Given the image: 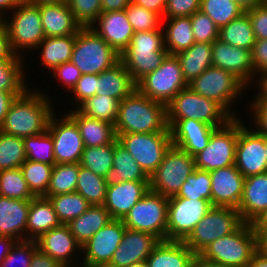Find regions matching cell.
<instances>
[{
  "instance_id": "6da1fadb",
  "label": "cell",
  "mask_w": 267,
  "mask_h": 267,
  "mask_svg": "<svg viewBox=\"0 0 267 267\" xmlns=\"http://www.w3.org/2000/svg\"><path fill=\"white\" fill-rule=\"evenodd\" d=\"M116 136L127 133L170 132L167 106L153 101L135 89L119 102Z\"/></svg>"
},
{
  "instance_id": "7a4b0ae2",
  "label": "cell",
  "mask_w": 267,
  "mask_h": 267,
  "mask_svg": "<svg viewBox=\"0 0 267 267\" xmlns=\"http://www.w3.org/2000/svg\"><path fill=\"white\" fill-rule=\"evenodd\" d=\"M43 92H30L27 89L12 102L0 127L3 133L25 138L41 134L48 130L51 116L54 114L52 102Z\"/></svg>"
},
{
  "instance_id": "3957f363",
  "label": "cell",
  "mask_w": 267,
  "mask_h": 267,
  "mask_svg": "<svg viewBox=\"0 0 267 267\" xmlns=\"http://www.w3.org/2000/svg\"><path fill=\"white\" fill-rule=\"evenodd\" d=\"M256 250L253 224L243 223L235 232L209 244L197 256L198 267H247Z\"/></svg>"
},
{
  "instance_id": "277c9868",
  "label": "cell",
  "mask_w": 267,
  "mask_h": 267,
  "mask_svg": "<svg viewBox=\"0 0 267 267\" xmlns=\"http://www.w3.org/2000/svg\"><path fill=\"white\" fill-rule=\"evenodd\" d=\"M163 33L162 28L135 32L128 47L121 53L120 61L135 83L155 71L168 55Z\"/></svg>"
},
{
  "instance_id": "5b68a950",
  "label": "cell",
  "mask_w": 267,
  "mask_h": 267,
  "mask_svg": "<svg viewBox=\"0 0 267 267\" xmlns=\"http://www.w3.org/2000/svg\"><path fill=\"white\" fill-rule=\"evenodd\" d=\"M81 74H100L120 61V55L91 27H82L76 34L70 60Z\"/></svg>"
},
{
  "instance_id": "8992f818",
  "label": "cell",
  "mask_w": 267,
  "mask_h": 267,
  "mask_svg": "<svg viewBox=\"0 0 267 267\" xmlns=\"http://www.w3.org/2000/svg\"><path fill=\"white\" fill-rule=\"evenodd\" d=\"M183 119H193L220 128L233 117L217 102L186 87L167 105V120Z\"/></svg>"
},
{
  "instance_id": "52a82bcc",
  "label": "cell",
  "mask_w": 267,
  "mask_h": 267,
  "mask_svg": "<svg viewBox=\"0 0 267 267\" xmlns=\"http://www.w3.org/2000/svg\"><path fill=\"white\" fill-rule=\"evenodd\" d=\"M243 223L237 209L212 206L183 242L198 256L209 244L235 232Z\"/></svg>"
},
{
  "instance_id": "ba28073f",
  "label": "cell",
  "mask_w": 267,
  "mask_h": 267,
  "mask_svg": "<svg viewBox=\"0 0 267 267\" xmlns=\"http://www.w3.org/2000/svg\"><path fill=\"white\" fill-rule=\"evenodd\" d=\"M188 84L176 55L168 54L162 64L136 83V89L153 101L168 105Z\"/></svg>"
},
{
  "instance_id": "9c48e42d",
  "label": "cell",
  "mask_w": 267,
  "mask_h": 267,
  "mask_svg": "<svg viewBox=\"0 0 267 267\" xmlns=\"http://www.w3.org/2000/svg\"><path fill=\"white\" fill-rule=\"evenodd\" d=\"M194 169V157L172 144L149 177L150 190L168 198L175 196Z\"/></svg>"
},
{
  "instance_id": "30bf717a",
  "label": "cell",
  "mask_w": 267,
  "mask_h": 267,
  "mask_svg": "<svg viewBox=\"0 0 267 267\" xmlns=\"http://www.w3.org/2000/svg\"><path fill=\"white\" fill-rule=\"evenodd\" d=\"M168 197L151 190L122 219L126 228L166 240Z\"/></svg>"
},
{
  "instance_id": "8fae6325",
  "label": "cell",
  "mask_w": 267,
  "mask_h": 267,
  "mask_svg": "<svg viewBox=\"0 0 267 267\" xmlns=\"http://www.w3.org/2000/svg\"><path fill=\"white\" fill-rule=\"evenodd\" d=\"M117 139L148 177L155 172L172 145L170 132L119 134Z\"/></svg>"
},
{
  "instance_id": "7c38bea8",
  "label": "cell",
  "mask_w": 267,
  "mask_h": 267,
  "mask_svg": "<svg viewBox=\"0 0 267 267\" xmlns=\"http://www.w3.org/2000/svg\"><path fill=\"white\" fill-rule=\"evenodd\" d=\"M12 10V20L2 18L8 33L12 50L20 56L18 49H36L44 40L45 34L42 28L41 13L37 4L22 1Z\"/></svg>"
},
{
  "instance_id": "4fadbf2b",
  "label": "cell",
  "mask_w": 267,
  "mask_h": 267,
  "mask_svg": "<svg viewBox=\"0 0 267 267\" xmlns=\"http://www.w3.org/2000/svg\"><path fill=\"white\" fill-rule=\"evenodd\" d=\"M188 87L197 94L217 102L233 118H237L230 110V106L247 86L226 70L211 66L189 83Z\"/></svg>"
},
{
  "instance_id": "5bb4252c",
  "label": "cell",
  "mask_w": 267,
  "mask_h": 267,
  "mask_svg": "<svg viewBox=\"0 0 267 267\" xmlns=\"http://www.w3.org/2000/svg\"><path fill=\"white\" fill-rule=\"evenodd\" d=\"M237 138L238 117L212 133L207 146L193 156L195 168L210 172L235 165Z\"/></svg>"
},
{
  "instance_id": "9a60e30c",
  "label": "cell",
  "mask_w": 267,
  "mask_h": 267,
  "mask_svg": "<svg viewBox=\"0 0 267 267\" xmlns=\"http://www.w3.org/2000/svg\"><path fill=\"white\" fill-rule=\"evenodd\" d=\"M211 207L205 199L169 197L166 240L184 241Z\"/></svg>"
},
{
  "instance_id": "2e32d148",
  "label": "cell",
  "mask_w": 267,
  "mask_h": 267,
  "mask_svg": "<svg viewBox=\"0 0 267 267\" xmlns=\"http://www.w3.org/2000/svg\"><path fill=\"white\" fill-rule=\"evenodd\" d=\"M265 135L246 128L238 118L235 166L245 178L267 172Z\"/></svg>"
},
{
  "instance_id": "e0dca14e",
  "label": "cell",
  "mask_w": 267,
  "mask_h": 267,
  "mask_svg": "<svg viewBox=\"0 0 267 267\" xmlns=\"http://www.w3.org/2000/svg\"><path fill=\"white\" fill-rule=\"evenodd\" d=\"M55 116L50 118L48 132L53 138L56 164L80 163L84 143L78 125L68 114L58 120Z\"/></svg>"
},
{
  "instance_id": "ac0fdd59",
  "label": "cell",
  "mask_w": 267,
  "mask_h": 267,
  "mask_svg": "<svg viewBox=\"0 0 267 267\" xmlns=\"http://www.w3.org/2000/svg\"><path fill=\"white\" fill-rule=\"evenodd\" d=\"M125 225L121 219H112L81 246L83 267L108 266L122 241Z\"/></svg>"
},
{
  "instance_id": "d6986e66",
  "label": "cell",
  "mask_w": 267,
  "mask_h": 267,
  "mask_svg": "<svg viewBox=\"0 0 267 267\" xmlns=\"http://www.w3.org/2000/svg\"><path fill=\"white\" fill-rule=\"evenodd\" d=\"M211 177V205L237 209L243 195L245 177L235 165L209 172Z\"/></svg>"
},
{
  "instance_id": "ffe728a7",
  "label": "cell",
  "mask_w": 267,
  "mask_h": 267,
  "mask_svg": "<svg viewBox=\"0 0 267 267\" xmlns=\"http://www.w3.org/2000/svg\"><path fill=\"white\" fill-rule=\"evenodd\" d=\"M212 53V66L226 70L248 86L255 74L251 50L234 47L217 39L212 43Z\"/></svg>"
},
{
  "instance_id": "44dd1931",
  "label": "cell",
  "mask_w": 267,
  "mask_h": 267,
  "mask_svg": "<svg viewBox=\"0 0 267 267\" xmlns=\"http://www.w3.org/2000/svg\"><path fill=\"white\" fill-rule=\"evenodd\" d=\"M172 144L194 156L208 144L214 126L193 119L167 120Z\"/></svg>"
},
{
  "instance_id": "7402d4cb",
  "label": "cell",
  "mask_w": 267,
  "mask_h": 267,
  "mask_svg": "<svg viewBox=\"0 0 267 267\" xmlns=\"http://www.w3.org/2000/svg\"><path fill=\"white\" fill-rule=\"evenodd\" d=\"M160 240L153 234L126 228L119 247L115 250L109 267H128L144 261Z\"/></svg>"
},
{
  "instance_id": "603a6c76",
  "label": "cell",
  "mask_w": 267,
  "mask_h": 267,
  "mask_svg": "<svg viewBox=\"0 0 267 267\" xmlns=\"http://www.w3.org/2000/svg\"><path fill=\"white\" fill-rule=\"evenodd\" d=\"M149 190V181H121L107 186L103 206L109 211L112 219L122 220Z\"/></svg>"
},
{
  "instance_id": "cb8c5ba5",
  "label": "cell",
  "mask_w": 267,
  "mask_h": 267,
  "mask_svg": "<svg viewBox=\"0 0 267 267\" xmlns=\"http://www.w3.org/2000/svg\"><path fill=\"white\" fill-rule=\"evenodd\" d=\"M91 26L119 55L128 47L135 31L128 21L125 10L102 12Z\"/></svg>"
},
{
  "instance_id": "d4e9b609",
  "label": "cell",
  "mask_w": 267,
  "mask_h": 267,
  "mask_svg": "<svg viewBox=\"0 0 267 267\" xmlns=\"http://www.w3.org/2000/svg\"><path fill=\"white\" fill-rule=\"evenodd\" d=\"M244 223L254 224L267 211V172L245 178L237 208Z\"/></svg>"
},
{
  "instance_id": "484cf974",
  "label": "cell",
  "mask_w": 267,
  "mask_h": 267,
  "mask_svg": "<svg viewBox=\"0 0 267 267\" xmlns=\"http://www.w3.org/2000/svg\"><path fill=\"white\" fill-rule=\"evenodd\" d=\"M36 242L42 252L64 267H70L69 265L72 264L70 257L73 256V253H76L75 250H81V245L72 235L67 224H61L43 233L36 239Z\"/></svg>"
},
{
  "instance_id": "4316f807",
  "label": "cell",
  "mask_w": 267,
  "mask_h": 267,
  "mask_svg": "<svg viewBox=\"0 0 267 267\" xmlns=\"http://www.w3.org/2000/svg\"><path fill=\"white\" fill-rule=\"evenodd\" d=\"M146 262L148 267H198L197 255L183 241L160 240Z\"/></svg>"
},
{
  "instance_id": "83f0119b",
  "label": "cell",
  "mask_w": 267,
  "mask_h": 267,
  "mask_svg": "<svg viewBox=\"0 0 267 267\" xmlns=\"http://www.w3.org/2000/svg\"><path fill=\"white\" fill-rule=\"evenodd\" d=\"M45 37L76 35L82 26L65 2L39 4Z\"/></svg>"
},
{
  "instance_id": "f1b7e54d",
  "label": "cell",
  "mask_w": 267,
  "mask_h": 267,
  "mask_svg": "<svg viewBox=\"0 0 267 267\" xmlns=\"http://www.w3.org/2000/svg\"><path fill=\"white\" fill-rule=\"evenodd\" d=\"M29 206L30 200L0 196V236L26 240Z\"/></svg>"
},
{
  "instance_id": "f546056e",
  "label": "cell",
  "mask_w": 267,
  "mask_h": 267,
  "mask_svg": "<svg viewBox=\"0 0 267 267\" xmlns=\"http://www.w3.org/2000/svg\"><path fill=\"white\" fill-rule=\"evenodd\" d=\"M60 225L61 222L49 198L40 196L30 200L26 226V240H36L43 233Z\"/></svg>"
},
{
  "instance_id": "4dcf8cb0",
  "label": "cell",
  "mask_w": 267,
  "mask_h": 267,
  "mask_svg": "<svg viewBox=\"0 0 267 267\" xmlns=\"http://www.w3.org/2000/svg\"><path fill=\"white\" fill-rule=\"evenodd\" d=\"M135 89L136 83L121 61L98 74V91L96 95L110 96L120 102Z\"/></svg>"
},
{
  "instance_id": "1f68e13d",
  "label": "cell",
  "mask_w": 267,
  "mask_h": 267,
  "mask_svg": "<svg viewBox=\"0 0 267 267\" xmlns=\"http://www.w3.org/2000/svg\"><path fill=\"white\" fill-rule=\"evenodd\" d=\"M68 115L76 122L84 147H98L113 143L116 139L115 126L96 118H90L75 109Z\"/></svg>"
},
{
  "instance_id": "d6a6232c",
  "label": "cell",
  "mask_w": 267,
  "mask_h": 267,
  "mask_svg": "<svg viewBox=\"0 0 267 267\" xmlns=\"http://www.w3.org/2000/svg\"><path fill=\"white\" fill-rule=\"evenodd\" d=\"M104 178L107 186L121 181H149V177L118 139L114 141L113 168Z\"/></svg>"
},
{
  "instance_id": "836d02e7",
  "label": "cell",
  "mask_w": 267,
  "mask_h": 267,
  "mask_svg": "<svg viewBox=\"0 0 267 267\" xmlns=\"http://www.w3.org/2000/svg\"><path fill=\"white\" fill-rule=\"evenodd\" d=\"M110 220L112 218L109 211L103 205H90L83 214L71 220L67 225L82 246Z\"/></svg>"
},
{
  "instance_id": "e575fe53",
  "label": "cell",
  "mask_w": 267,
  "mask_h": 267,
  "mask_svg": "<svg viewBox=\"0 0 267 267\" xmlns=\"http://www.w3.org/2000/svg\"><path fill=\"white\" fill-rule=\"evenodd\" d=\"M183 78L187 84L212 66V43H194L190 48L176 54Z\"/></svg>"
},
{
  "instance_id": "d590c367",
  "label": "cell",
  "mask_w": 267,
  "mask_h": 267,
  "mask_svg": "<svg viewBox=\"0 0 267 267\" xmlns=\"http://www.w3.org/2000/svg\"><path fill=\"white\" fill-rule=\"evenodd\" d=\"M162 20H168L164 34V46L168 54L176 55L195 43L190 16Z\"/></svg>"
},
{
  "instance_id": "8d00e7d4",
  "label": "cell",
  "mask_w": 267,
  "mask_h": 267,
  "mask_svg": "<svg viewBox=\"0 0 267 267\" xmlns=\"http://www.w3.org/2000/svg\"><path fill=\"white\" fill-rule=\"evenodd\" d=\"M76 35L62 37H45L37 46L42 50L41 65L48 67L53 71L60 64L71 60L73 48L75 45Z\"/></svg>"
},
{
  "instance_id": "74e56055",
  "label": "cell",
  "mask_w": 267,
  "mask_h": 267,
  "mask_svg": "<svg viewBox=\"0 0 267 267\" xmlns=\"http://www.w3.org/2000/svg\"><path fill=\"white\" fill-rule=\"evenodd\" d=\"M219 39L234 47L252 51L256 38L247 12L222 26L219 30Z\"/></svg>"
},
{
  "instance_id": "f35d334b",
  "label": "cell",
  "mask_w": 267,
  "mask_h": 267,
  "mask_svg": "<svg viewBox=\"0 0 267 267\" xmlns=\"http://www.w3.org/2000/svg\"><path fill=\"white\" fill-rule=\"evenodd\" d=\"M77 109L81 114L96 118L109 124H116L119 101L106 95H95L82 102Z\"/></svg>"
},
{
  "instance_id": "ab89813d",
  "label": "cell",
  "mask_w": 267,
  "mask_h": 267,
  "mask_svg": "<svg viewBox=\"0 0 267 267\" xmlns=\"http://www.w3.org/2000/svg\"><path fill=\"white\" fill-rule=\"evenodd\" d=\"M107 185L105 178L80 166L76 183V192L81 194L90 205H103Z\"/></svg>"
},
{
  "instance_id": "60d3db41",
  "label": "cell",
  "mask_w": 267,
  "mask_h": 267,
  "mask_svg": "<svg viewBox=\"0 0 267 267\" xmlns=\"http://www.w3.org/2000/svg\"><path fill=\"white\" fill-rule=\"evenodd\" d=\"M54 211L61 224H68L71 220L79 217L89 207V202L78 192L49 196Z\"/></svg>"
},
{
  "instance_id": "b9f144b4",
  "label": "cell",
  "mask_w": 267,
  "mask_h": 267,
  "mask_svg": "<svg viewBox=\"0 0 267 267\" xmlns=\"http://www.w3.org/2000/svg\"><path fill=\"white\" fill-rule=\"evenodd\" d=\"M79 168V163L55 164L44 197L75 192Z\"/></svg>"
},
{
  "instance_id": "7bdbcfd3",
  "label": "cell",
  "mask_w": 267,
  "mask_h": 267,
  "mask_svg": "<svg viewBox=\"0 0 267 267\" xmlns=\"http://www.w3.org/2000/svg\"><path fill=\"white\" fill-rule=\"evenodd\" d=\"M114 142L98 147H84L80 166L105 177L113 168Z\"/></svg>"
},
{
  "instance_id": "ee69618b",
  "label": "cell",
  "mask_w": 267,
  "mask_h": 267,
  "mask_svg": "<svg viewBox=\"0 0 267 267\" xmlns=\"http://www.w3.org/2000/svg\"><path fill=\"white\" fill-rule=\"evenodd\" d=\"M53 167V165L27 159L20 166L24 179L35 197L46 195Z\"/></svg>"
},
{
  "instance_id": "f6af8a7d",
  "label": "cell",
  "mask_w": 267,
  "mask_h": 267,
  "mask_svg": "<svg viewBox=\"0 0 267 267\" xmlns=\"http://www.w3.org/2000/svg\"><path fill=\"white\" fill-rule=\"evenodd\" d=\"M27 160L55 165L54 143L48 130L23 138Z\"/></svg>"
},
{
  "instance_id": "bcb514c9",
  "label": "cell",
  "mask_w": 267,
  "mask_h": 267,
  "mask_svg": "<svg viewBox=\"0 0 267 267\" xmlns=\"http://www.w3.org/2000/svg\"><path fill=\"white\" fill-rule=\"evenodd\" d=\"M26 159L23 138L0 131V171L19 168Z\"/></svg>"
},
{
  "instance_id": "7dc6e473",
  "label": "cell",
  "mask_w": 267,
  "mask_h": 267,
  "mask_svg": "<svg viewBox=\"0 0 267 267\" xmlns=\"http://www.w3.org/2000/svg\"><path fill=\"white\" fill-rule=\"evenodd\" d=\"M200 10L220 29L245 11L234 0H201Z\"/></svg>"
},
{
  "instance_id": "c3c4849f",
  "label": "cell",
  "mask_w": 267,
  "mask_h": 267,
  "mask_svg": "<svg viewBox=\"0 0 267 267\" xmlns=\"http://www.w3.org/2000/svg\"><path fill=\"white\" fill-rule=\"evenodd\" d=\"M0 196L21 200H31L35 197L20 167L0 171Z\"/></svg>"
},
{
  "instance_id": "681fc988",
  "label": "cell",
  "mask_w": 267,
  "mask_h": 267,
  "mask_svg": "<svg viewBox=\"0 0 267 267\" xmlns=\"http://www.w3.org/2000/svg\"><path fill=\"white\" fill-rule=\"evenodd\" d=\"M23 60H0V90L21 96L27 86L24 82Z\"/></svg>"
},
{
  "instance_id": "f907efd6",
  "label": "cell",
  "mask_w": 267,
  "mask_h": 267,
  "mask_svg": "<svg viewBox=\"0 0 267 267\" xmlns=\"http://www.w3.org/2000/svg\"><path fill=\"white\" fill-rule=\"evenodd\" d=\"M175 197L205 199L211 202V177L208 171L195 168Z\"/></svg>"
},
{
  "instance_id": "816d5d0a",
  "label": "cell",
  "mask_w": 267,
  "mask_h": 267,
  "mask_svg": "<svg viewBox=\"0 0 267 267\" xmlns=\"http://www.w3.org/2000/svg\"><path fill=\"white\" fill-rule=\"evenodd\" d=\"M127 18L135 32L153 31L161 28L162 17L150 10L130 2L125 9Z\"/></svg>"
},
{
  "instance_id": "f5cc1de1",
  "label": "cell",
  "mask_w": 267,
  "mask_h": 267,
  "mask_svg": "<svg viewBox=\"0 0 267 267\" xmlns=\"http://www.w3.org/2000/svg\"><path fill=\"white\" fill-rule=\"evenodd\" d=\"M65 3L82 27L95 26L94 22L102 13L101 0H66Z\"/></svg>"
},
{
  "instance_id": "db71d44e",
  "label": "cell",
  "mask_w": 267,
  "mask_h": 267,
  "mask_svg": "<svg viewBox=\"0 0 267 267\" xmlns=\"http://www.w3.org/2000/svg\"><path fill=\"white\" fill-rule=\"evenodd\" d=\"M194 40L196 43H213L219 39V28L208 15L201 10L190 16Z\"/></svg>"
},
{
  "instance_id": "11a10c76",
  "label": "cell",
  "mask_w": 267,
  "mask_h": 267,
  "mask_svg": "<svg viewBox=\"0 0 267 267\" xmlns=\"http://www.w3.org/2000/svg\"><path fill=\"white\" fill-rule=\"evenodd\" d=\"M38 248L36 240L16 241L0 267H30L32 255Z\"/></svg>"
},
{
  "instance_id": "9f6ffc18",
  "label": "cell",
  "mask_w": 267,
  "mask_h": 267,
  "mask_svg": "<svg viewBox=\"0 0 267 267\" xmlns=\"http://www.w3.org/2000/svg\"><path fill=\"white\" fill-rule=\"evenodd\" d=\"M201 0H167L163 18L191 16L200 10Z\"/></svg>"
},
{
  "instance_id": "6f0895ef",
  "label": "cell",
  "mask_w": 267,
  "mask_h": 267,
  "mask_svg": "<svg viewBox=\"0 0 267 267\" xmlns=\"http://www.w3.org/2000/svg\"><path fill=\"white\" fill-rule=\"evenodd\" d=\"M98 91V74H83L72 89L76 102L79 105L86 99L96 95Z\"/></svg>"
},
{
  "instance_id": "680465c9",
  "label": "cell",
  "mask_w": 267,
  "mask_h": 267,
  "mask_svg": "<svg viewBox=\"0 0 267 267\" xmlns=\"http://www.w3.org/2000/svg\"><path fill=\"white\" fill-rule=\"evenodd\" d=\"M246 12L251 21L256 40H267V4L261 3Z\"/></svg>"
},
{
  "instance_id": "91938a15",
  "label": "cell",
  "mask_w": 267,
  "mask_h": 267,
  "mask_svg": "<svg viewBox=\"0 0 267 267\" xmlns=\"http://www.w3.org/2000/svg\"><path fill=\"white\" fill-rule=\"evenodd\" d=\"M53 72V75L57 76L66 85L68 90H72L75 87L82 75L80 70L71 61L60 64Z\"/></svg>"
},
{
  "instance_id": "94428289",
  "label": "cell",
  "mask_w": 267,
  "mask_h": 267,
  "mask_svg": "<svg viewBox=\"0 0 267 267\" xmlns=\"http://www.w3.org/2000/svg\"><path fill=\"white\" fill-rule=\"evenodd\" d=\"M251 55L255 75L258 73L262 78L267 74V40H256Z\"/></svg>"
},
{
  "instance_id": "6125c7cd",
  "label": "cell",
  "mask_w": 267,
  "mask_h": 267,
  "mask_svg": "<svg viewBox=\"0 0 267 267\" xmlns=\"http://www.w3.org/2000/svg\"><path fill=\"white\" fill-rule=\"evenodd\" d=\"M257 96L250 105L253 111V120L258 127L257 131L267 136V101L260 94Z\"/></svg>"
},
{
  "instance_id": "be15d7a7",
  "label": "cell",
  "mask_w": 267,
  "mask_h": 267,
  "mask_svg": "<svg viewBox=\"0 0 267 267\" xmlns=\"http://www.w3.org/2000/svg\"><path fill=\"white\" fill-rule=\"evenodd\" d=\"M0 60H22L21 56H17L12 50L8 30L0 20Z\"/></svg>"
},
{
  "instance_id": "e7e4bbea",
  "label": "cell",
  "mask_w": 267,
  "mask_h": 267,
  "mask_svg": "<svg viewBox=\"0 0 267 267\" xmlns=\"http://www.w3.org/2000/svg\"><path fill=\"white\" fill-rule=\"evenodd\" d=\"M30 267H64L58 263L55 259L51 258L39 248H37L33 255Z\"/></svg>"
},
{
  "instance_id": "03108f58",
  "label": "cell",
  "mask_w": 267,
  "mask_h": 267,
  "mask_svg": "<svg viewBox=\"0 0 267 267\" xmlns=\"http://www.w3.org/2000/svg\"><path fill=\"white\" fill-rule=\"evenodd\" d=\"M131 1L134 2L136 5L142 6L147 10L159 14L163 18L167 0H131Z\"/></svg>"
},
{
  "instance_id": "003e7915",
  "label": "cell",
  "mask_w": 267,
  "mask_h": 267,
  "mask_svg": "<svg viewBox=\"0 0 267 267\" xmlns=\"http://www.w3.org/2000/svg\"><path fill=\"white\" fill-rule=\"evenodd\" d=\"M16 97L17 96L12 92L0 90V127L4 123L7 112L9 111V108Z\"/></svg>"
},
{
  "instance_id": "a7ac6f4b",
  "label": "cell",
  "mask_w": 267,
  "mask_h": 267,
  "mask_svg": "<svg viewBox=\"0 0 267 267\" xmlns=\"http://www.w3.org/2000/svg\"><path fill=\"white\" fill-rule=\"evenodd\" d=\"M131 0H101L102 12L125 10Z\"/></svg>"
},
{
  "instance_id": "89a4df30",
  "label": "cell",
  "mask_w": 267,
  "mask_h": 267,
  "mask_svg": "<svg viewBox=\"0 0 267 267\" xmlns=\"http://www.w3.org/2000/svg\"><path fill=\"white\" fill-rule=\"evenodd\" d=\"M257 250L267 255V227H254Z\"/></svg>"
},
{
  "instance_id": "2644e50d",
  "label": "cell",
  "mask_w": 267,
  "mask_h": 267,
  "mask_svg": "<svg viewBox=\"0 0 267 267\" xmlns=\"http://www.w3.org/2000/svg\"><path fill=\"white\" fill-rule=\"evenodd\" d=\"M15 242L16 240L11 237L0 236V266Z\"/></svg>"
},
{
  "instance_id": "8c879c8a",
  "label": "cell",
  "mask_w": 267,
  "mask_h": 267,
  "mask_svg": "<svg viewBox=\"0 0 267 267\" xmlns=\"http://www.w3.org/2000/svg\"><path fill=\"white\" fill-rule=\"evenodd\" d=\"M247 267H267V255L256 250Z\"/></svg>"
},
{
  "instance_id": "753ad0ef",
  "label": "cell",
  "mask_w": 267,
  "mask_h": 267,
  "mask_svg": "<svg viewBox=\"0 0 267 267\" xmlns=\"http://www.w3.org/2000/svg\"><path fill=\"white\" fill-rule=\"evenodd\" d=\"M23 0H0V20L4 17V10H13L22 2Z\"/></svg>"
},
{
  "instance_id": "34e18365",
  "label": "cell",
  "mask_w": 267,
  "mask_h": 267,
  "mask_svg": "<svg viewBox=\"0 0 267 267\" xmlns=\"http://www.w3.org/2000/svg\"><path fill=\"white\" fill-rule=\"evenodd\" d=\"M245 12L261 4L259 0H234Z\"/></svg>"
},
{
  "instance_id": "11e5206c",
  "label": "cell",
  "mask_w": 267,
  "mask_h": 267,
  "mask_svg": "<svg viewBox=\"0 0 267 267\" xmlns=\"http://www.w3.org/2000/svg\"><path fill=\"white\" fill-rule=\"evenodd\" d=\"M259 94L267 101V74L264 75L262 78H259Z\"/></svg>"
},
{
  "instance_id": "2a66077c",
  "label": "cell",
  "mask_w": 267,
  "mask_h": 267,
  "mask_svg": "<svg viewBox=\"0 0 267 267\" xmlns=\"http://www.w3.org/2000/svg\"><path fill=\"white\" fill-rule=\"evenodd\" d=\"M26 2L32 3V4H42V3H62L66 0H24Z\"/></svg>"
},
{
  "instance_id": "b9fcfbb0",
  "label": "cell",
  "mask_w": 267,
  "mask_h": 267,
  "mask_svg": "<svg viewBox=\"0 0 267 267\" xmlns=\"http://www.w3.org/2000/svg\"><path fill=\"white\" fill-rule=\"evenodd\" d=\"M253 227H267V211L256 223L253 224Z\"/></svg>"
},
{
  "instance_id": "09005b40",
  "label": "cell",
  "mask_w": 267,
  "mask_h": 267,
  "mask_svg": "<svg viewBox=\"0 0 267 267\" xmlns=\"http://www.w3.org/2000/svg\"><path fill=\"white\" fill-rule=\"evenodd\" d=\"M128 267H148V264H147L146 260H144V261H140L137 263H133L132 265H130Z\"/></svg>"
},
{
  "instance_id": "979ff035",
  "label": "cell",
  "mask_w": 267,
  "mask_h": 267,
  "mask_svg": "<svg viewBox=\"0 0 267 267\" xmlns=\"http://www.w3.org/2000/svg\"><path fill=\"white\" fill-rule=\"evenodd\" d=\"M265 154H266V162H267V136H265Z\"/></svg>"
},
{
  "instance_id": "deb4b68c",
  "label": "cell",
  "mask_w": 267,
  "mask_h": 267,
  "mask_svg": "<svg viewBox=\"0 0 267 267\" xmlns=\"http://www.w3.org/2000/svg\"><path fill=\"white\" fill-rule=\"evenodd\" d=\"M261 3H266L267 0H259Z\"/></svg>"
}]
</instances>
